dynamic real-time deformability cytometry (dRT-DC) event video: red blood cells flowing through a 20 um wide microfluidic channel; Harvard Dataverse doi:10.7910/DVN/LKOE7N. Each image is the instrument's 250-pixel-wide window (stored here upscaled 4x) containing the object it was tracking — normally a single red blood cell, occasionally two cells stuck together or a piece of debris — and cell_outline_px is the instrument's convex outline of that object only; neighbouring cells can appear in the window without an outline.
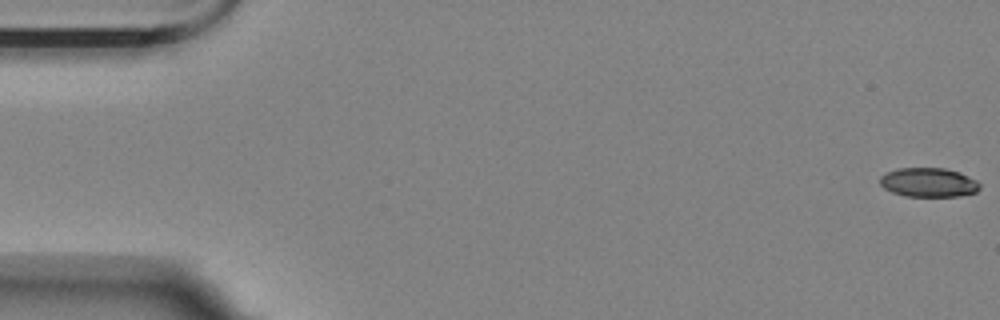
{"species": "Egyptian fruit bat (a non-hibernating species)", "species_latin": "Rousettus aegyptiacus", "temperature_condition": "room temperature", "stored_images_in_passage": 13, "camera_frame_rate_fps": 3000, "um_per_image_px": 0.085, "animal": {"sex": "female"}, "frame": {"image": 1, "passage_image": 1, "time_ms": 0.0, "image_size_px": [1000, 320], "cell_outline_px": [[980, 188], [976, 192], [960, 196], [904, 196], [892, 192], [884, 188], [880, 184], [880, 176], [884, 172], [896, 168], [944, 168], [960, 172], [976, 180], [980, 184]], "centroid_in_image_um": [78.91, 15.5], "position_along_channel_um": 6.1, "area_um2": 17.11}}